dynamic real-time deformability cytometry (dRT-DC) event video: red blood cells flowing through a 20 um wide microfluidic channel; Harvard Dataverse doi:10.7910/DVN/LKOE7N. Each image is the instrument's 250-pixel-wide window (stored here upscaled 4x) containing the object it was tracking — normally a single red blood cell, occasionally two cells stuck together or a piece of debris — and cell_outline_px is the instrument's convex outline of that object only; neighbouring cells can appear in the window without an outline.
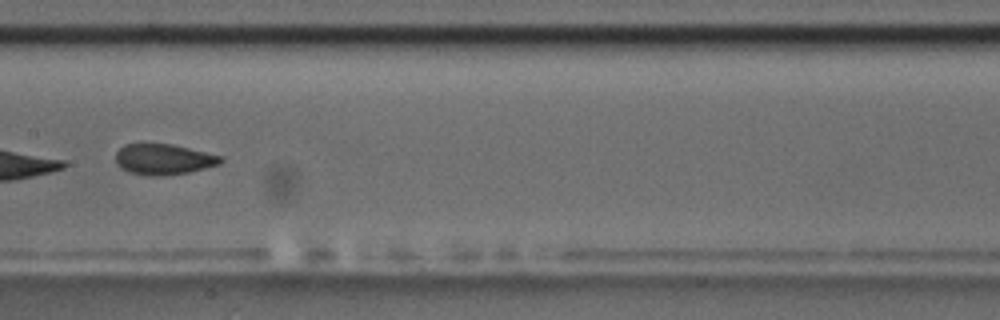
{"species": "common noctule bat (a hibernating species)", "species_latin": "Nyctalus noctula", "temperature_condition": "room temperature", "stored_images_in_passage": 7, "camera_frame_rate_fps": 3000, "um_per_image_px": 0.085, "animal": {"sex": "male", "body_mass_g": 17.5, "forearm_length_mm": 52.3}, "frame": {"image": 1, "passage_image": 4, "time_ms": 3.667, "image_size_px": [1000, 320], "cell_outline_px": [[224, 160], [220, 164], [188, 172], [164, 176], [148, 176], [128, 172], [120, 168], [116, 164], [116, 152], [124, 144], [172, 144], [220, 156]], "centroid_in_image_um": [13.86, 13.55], "position_along_channel_um": 193.5, "area_um2": 18.73}}